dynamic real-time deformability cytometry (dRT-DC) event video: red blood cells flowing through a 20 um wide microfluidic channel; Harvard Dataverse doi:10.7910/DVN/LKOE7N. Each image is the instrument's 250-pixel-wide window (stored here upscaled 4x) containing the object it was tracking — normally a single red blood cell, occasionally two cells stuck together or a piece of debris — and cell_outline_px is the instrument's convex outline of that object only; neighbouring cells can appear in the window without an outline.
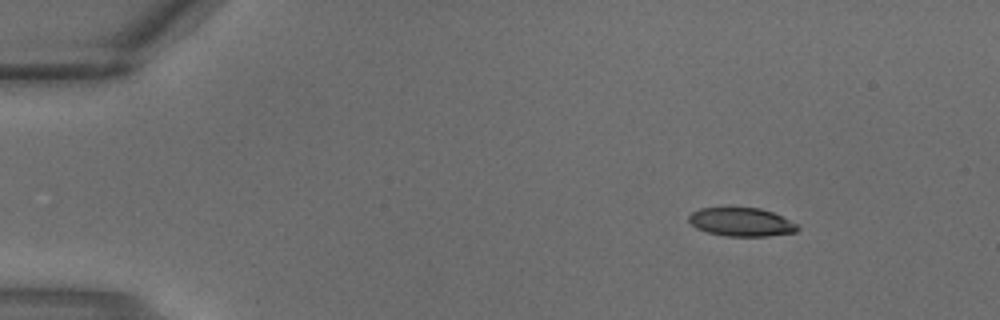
{"species": "common noctule bat (a hibernating species)", "species_latin": "Nyctalus noctula", "temperature_condition": "warm", "stored_images_in_passage": 4, "camera_frame_rate_fps": 3000, "um_per_image_px": 0.085, "animal": {"sex": "male", "body_mass_g": 18.8}, "frame": {"image": 1, "passage_image": 4, "time_ms": 1.0, "image_size_px": [1000, 320], "cell_outline_px": [[800, 228], [796, 232], [768, 236], [728, 236], [708, 232], [696, 228], [688, 220], [688, 216], [692, 212], [700, 208], [760, 208], [772, 212], [800, 224]], "centroid_in_image_um": [63.06, 18.87], "position_along_channel_um": 21.9, "area_um2": 18.09}}